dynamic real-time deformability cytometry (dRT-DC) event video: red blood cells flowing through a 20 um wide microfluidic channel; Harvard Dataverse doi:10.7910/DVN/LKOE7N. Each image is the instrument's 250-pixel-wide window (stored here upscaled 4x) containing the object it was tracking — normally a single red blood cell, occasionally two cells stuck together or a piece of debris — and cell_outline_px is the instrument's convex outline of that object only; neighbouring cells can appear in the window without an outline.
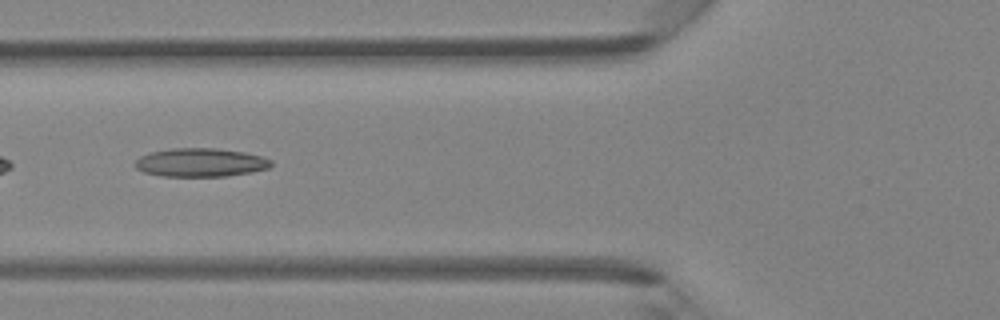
{"species": "Egyptian fruit bat (a non-hibernating species)", "species_latin": "Rousettus aegyptiacus", "temperature_condition": "room temperature", "stored_images_in_passage": 44, "camera_frame_rate_fps": 3000, "um_per_image_px": 0.085, "animal": {"sex": "female"}, "frame": {"image": 1, "passage_image": 17, "time_ms": 5.333, "image_size_px": [1000, 320], "cell_outline_px": [[272, 164], [268, 168], [252, 172], [224, 176], [164, 176], [144, 172], [136, 168], [132, 164], [140, 156], [152, 152], [172, 148], [216, 148], [244, 152], [260, 156], [272, 160]], "centroid_in_image_um": [17.03, 13.81], "position_along_channel_um": 108.8, "area_um2": 22.54}}
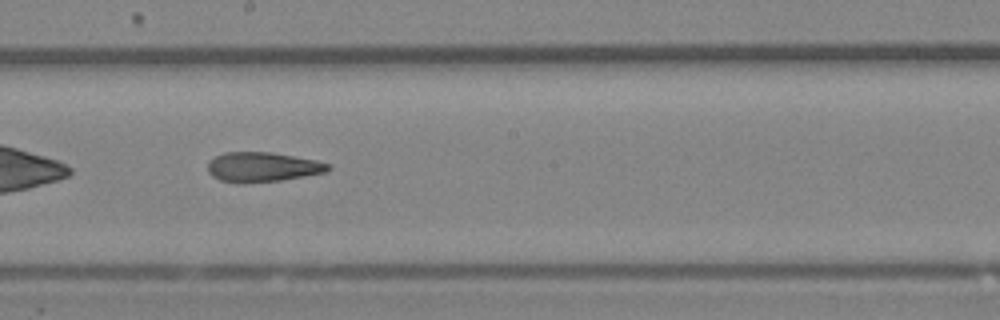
{"frame": {"image": 2, "passage_image": 25, "time_ms": 8.0, "image_size_px": [1000, 320], "cell_outline_px": [[332, 168], [328, 172], [280, 180], [240, 184], [220, 180], [212, 176], [208, 172], [208, 164], [216, 156], [224, 152], [272, 152], [316, 160], [332, 164]], "centroid_in_image_um": [22.35, 14.2], "position_along_channel_um": 225.9, "area_um2": 20.98}}
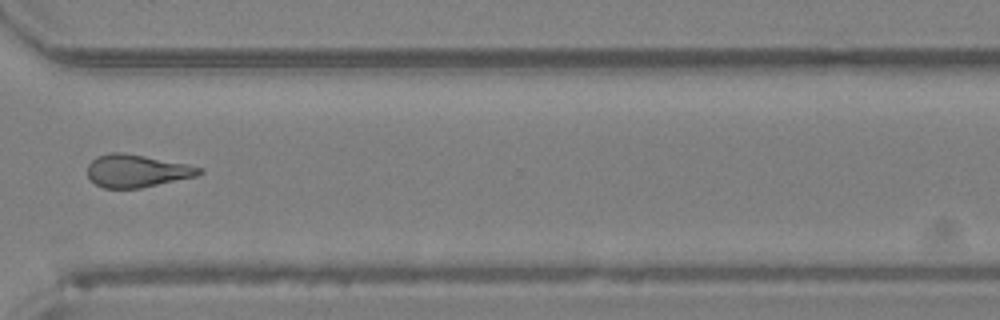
{"frame": {"image": 3, "passage_image": 34, "time_ms": 11.0, "image_size_px": [1000, 320], "cell_outline_px": [[204, 172], [196, 176], [140, 188], [104, 188], [96, 184], [88, 176], [88, 164], [96, 156], [112, 152], [120, 152], [144, 156], [188, 164], [204, 168]], "centroid_in_image_um": [11.64, 14.52], "position_along_channel_um": 359.0, "area_um2": 21.15}}